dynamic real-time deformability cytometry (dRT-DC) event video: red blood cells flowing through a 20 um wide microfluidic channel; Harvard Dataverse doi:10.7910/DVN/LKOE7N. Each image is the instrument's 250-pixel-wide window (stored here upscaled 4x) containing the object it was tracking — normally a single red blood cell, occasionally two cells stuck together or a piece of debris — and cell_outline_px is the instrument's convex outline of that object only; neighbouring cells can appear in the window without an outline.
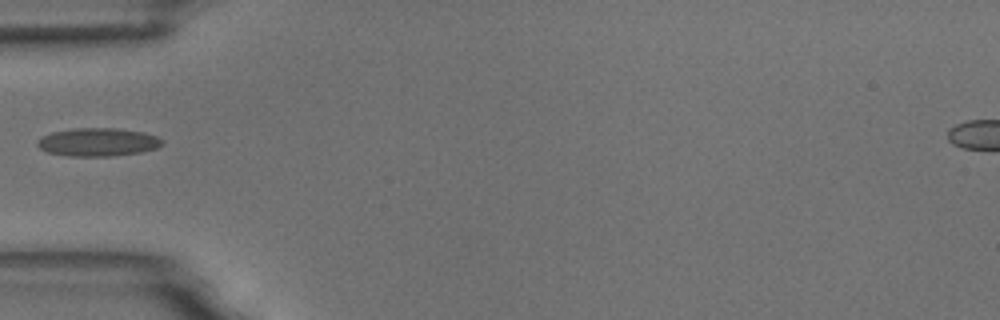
{"species": "common noctule bat (a hibernating species)", "species_latin": "Nyctalus noctula", "temperature_condition": "room temperature", "stored_images_in_passage": 5, "camera_frame_rate_fps": 3000, "um_per_image_px": 0.085, "animal": {"sex": "male", "body_mass_g": 18.8}, "frame": {"image": 1, "passage_image": 5, "time_ms": 5.333, "image_size_px": [1000, 320], "cell_outline_px": [[164, 144], [156, 148], [140, 152], [112, 156], [68, 156], [48, 152], [40, 148], [36, 144], [36, 140], [40, 136], [52, 132], [76, 128], [116, 128], [144, 132], [156, 136], [164, 140]], "centroid_in_image_um": [8.31, 12.07], "position_along_channel_um": 76.7, "area_um2": 20.63}}